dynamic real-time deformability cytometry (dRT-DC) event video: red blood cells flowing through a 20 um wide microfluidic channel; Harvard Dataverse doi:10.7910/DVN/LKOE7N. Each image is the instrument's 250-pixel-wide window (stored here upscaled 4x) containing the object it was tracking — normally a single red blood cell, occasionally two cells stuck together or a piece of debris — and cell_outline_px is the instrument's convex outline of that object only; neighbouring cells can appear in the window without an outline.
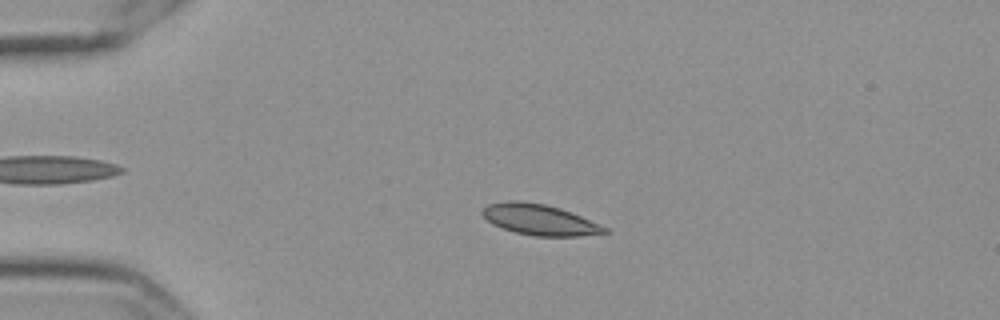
{"species": "Egyptian fruit bat (a non-hibernating species)", "species_latin": "Rousettus aegyptiacus", "temperature_condition": "cold", "stored_images_in_passage": 58, "camera_frame_rate_fps": 3000, "um_per_image_px": 0.085, "frame": {"image": 1, "passage_image": 14, "time_ms": 4.333, "image_size_px": [1000, 320], "cell_outline_px": [[608, 232], [580, 236], [536, 236], [516, 232], [492, 224], [480, 212], [488, 204], [508, 200], [516, 200], [544, 204], [560, 208], [572, 212], [600, 224], [608, 228]], "centroid_in_image_um": [45.87, 18.66], "position_along_channel_um": 39.1, "area_um2": 21.79}}
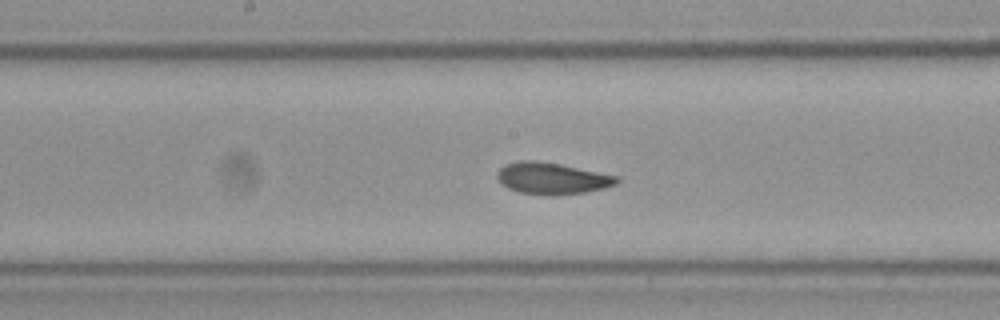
{"frame": {"image": 2, "passage_image": 31, "time_ms": 10.0, "image_size_px": [1000, 320], "cell_outline_px": [[620, 180], [616, 184], [584, 192], [556, 196], [552, 196], [520, 192], [508, 188], [500, 184], [496, 176], [496, 172], [504, 164], [520, 160], [536, 160], [560, 164], [616, 176]], "centroid_in_image_um": [46.84, 15.16], "position_along_channel_um": 201.4, "area_um2": 21.96}}
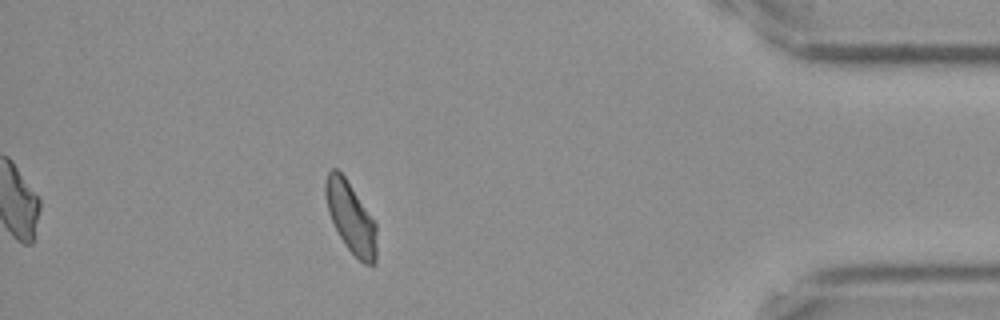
{"frame": {"image": 3, "passage_image": 52, "time_ms": 17.0, "image_size_px": [1000, 320], "cell_outline_px": [[376, 264], [364, 264], [348, 248], [340, 236], [328, 212], [324, 196], [324, 180], [328, 172], [332, 168], [336, 168], [344, 176], [376, 224]], "centroid_in_image_um": [29.79, 18.47], "position_along_channel_um": 405.4, "area_um2": 20.75}, "authors_computed_cell_mechanics": {"area_um2": 21.2993, "velocity_mm_per_s": 3.516, "shape_relaxation_time_tau1_ms": 3.7761, "shape_relaxation_time_tau2_ms": 2.3126, "deformation_change_tau1": 0.1068, "deformation_change_tau2": 0.0487}}